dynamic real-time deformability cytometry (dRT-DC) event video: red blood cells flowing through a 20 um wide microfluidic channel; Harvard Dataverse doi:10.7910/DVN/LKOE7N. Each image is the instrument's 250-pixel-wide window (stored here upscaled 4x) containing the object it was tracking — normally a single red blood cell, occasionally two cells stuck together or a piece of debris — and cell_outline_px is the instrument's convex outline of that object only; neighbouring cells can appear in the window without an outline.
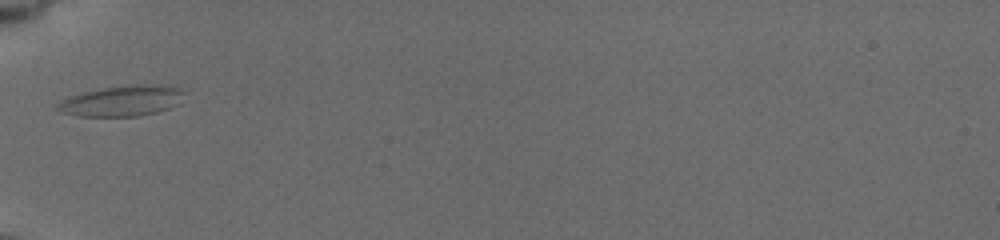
{"species": "common noctule bat (a hibernating species)", "species_latin": "Nyctalus noctula", "temperature_condition": "cold", "stored_images_in_passage": 22, "camera_frame_rate_fps": 3000, "um_per_image_px": 0.085, "animal": {"sex": "female", "body_mass_g": 19.5, "forearm_length_mm": 54.1}, "frame": {"image": 1, "passage_image": 1, "time_ms": 0.0, "image_size_px": [1000, 240], "cell_outline_px": [[180, 92], [168, 108], [156, 112], [140, 116], [80, 116], [60, 112], [56, 108], [56, 104], [68, 96], [84, 92], [104, 88], [128, 84], [160, 84], [176, 88]], "centroid_in_image_um": [10.2, 8.57], "position_along_channel_um": 74.8, "area_um2": 21.91}}
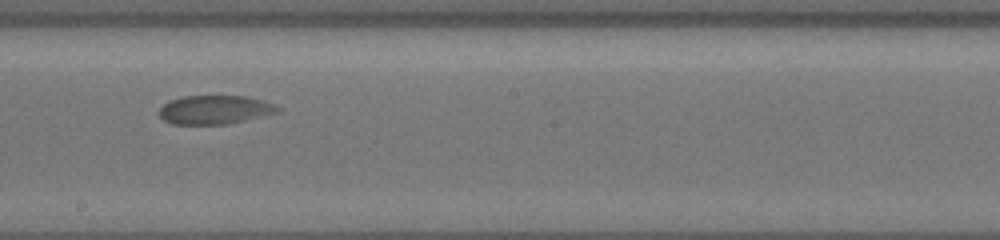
{"frame": {"image": 2, "passage_image": 10, "time_ms": 4.333, "image_size_px": [1000, 240], "cell_outline_px": [[280, 112], [228, 124], [172, 124], [164, 120], [156, 112], [164, 104], [172, 100], [184, 96], [244, 96], [260, 100], [272, 104], [280, 108]], "centroid_in_image_um": [18.23, 9.34], "position_along_channel_um": 230.0, "area_um2": 19.71}}
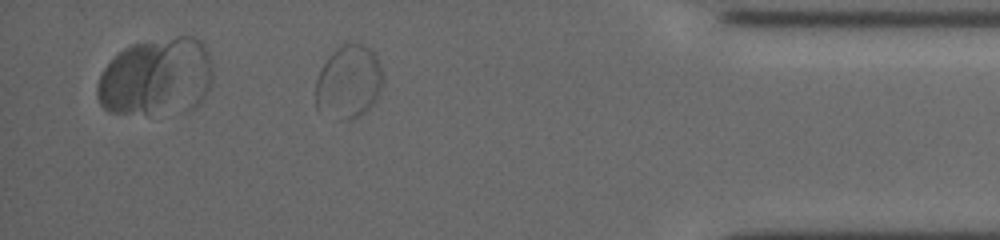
{"frame": {"image": 3, "passage_image": 20, "time_ms": 10.0, "image_size_px": [1000, 240], "cell_outline_px": [[384, 80], [380, 96], [364, 112], [348, 120], [336, 120], [316, 108], [316, 80], [320, 68], [328, 56], [340, 44], [360, 44], [368, 48], [376, 56]], "centroid_in_image_um": [29.62, 6.97], "position_along_channel_um": 405.6, "area_um2": 28.84}}